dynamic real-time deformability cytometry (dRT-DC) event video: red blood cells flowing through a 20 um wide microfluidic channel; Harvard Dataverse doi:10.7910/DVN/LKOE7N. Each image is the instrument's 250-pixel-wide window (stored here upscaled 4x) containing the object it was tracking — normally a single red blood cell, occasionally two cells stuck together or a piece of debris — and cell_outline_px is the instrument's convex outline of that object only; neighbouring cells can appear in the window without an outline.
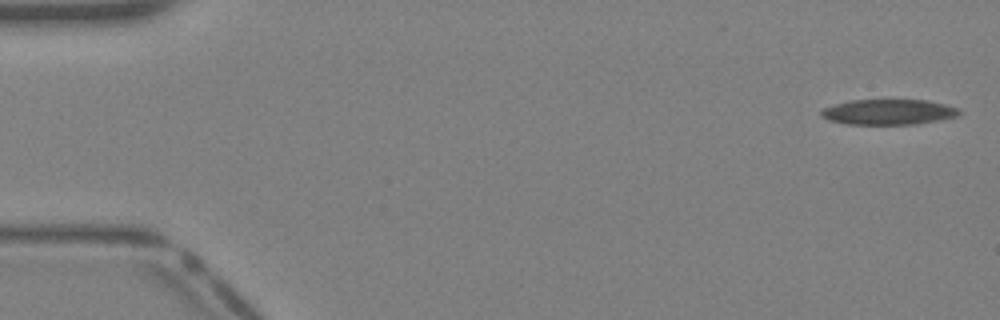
{"species": "Egyptian fruit bat (a non-hibernating species)", "species_latin": "Rousettus aegyptiacus", "temperature_condition": "warm", "stored_images_in_passage": 40, "camera_frame_rate_fps": 3000, "um_per_image_px": 0.085, "animal": {"sex": "female"}, "frame": {"image": 1, "passage_image": 1, "time_ms": 0.0, "image_size_px": [1000, 320], "cell_outline_px": [[960, 112], [956, 116], [940, 120], [916, 124], [848, 124], [828, 120], [820, 116], [820, 112], [824, 108], [836, 104], [852, 100], [928, 100], [944, 104], [956, 108]], "centroid_in_image_um": [75.5, 9.52], "position_along_channel_um": 9.5, "area_um2": 20.23}}
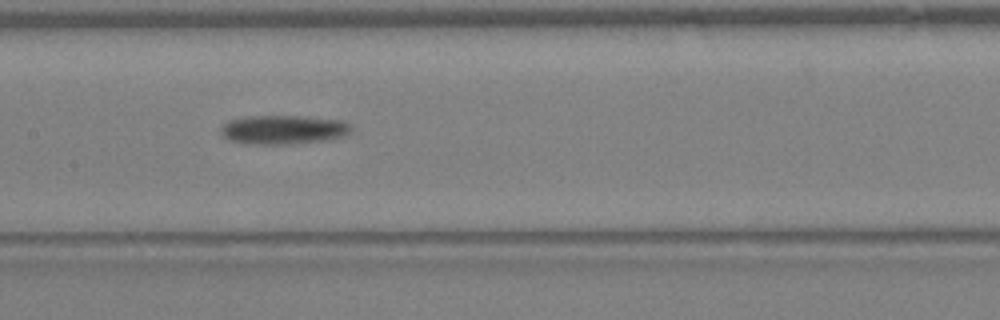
{"frame": {"image": 2, "passage_image": 20, "time_ms": 6.333, "image_size_px": [1000, 320], "cell_outline_px": [[352, 132], [344, 136], [332, 140], [284, 144], [252, 144], [228, 140], [220, 136], [220, 128], [228, 120], [244, 116], [300, 116], [340, 120], [352, 124]], "centroid_in_image_um": [24.09, 11.02], "position_along_channel_um": 183.3, "area_um2": 22.43}}
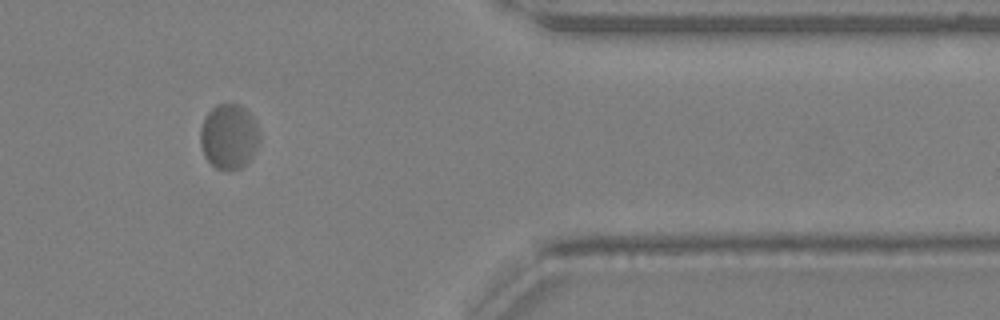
{"frame": {"image": 3, "passage_image": 34, "time_ms": 11.0, "image_size_px": [1000, 320], "cell_outline_px": [[260, 140], [256, 148], [248, 160], [240, 168], [228, 172], [216, 168], [204, 156], [200, 144], [200, 128], [204, 116], [216, 104], [236, 104], [244, 108], [256, 120], [260, 136]], "centroid_in_image_um": [19.44, 11.6], "position_along_channel_um": 392.0, "area_um2": 22.6}}